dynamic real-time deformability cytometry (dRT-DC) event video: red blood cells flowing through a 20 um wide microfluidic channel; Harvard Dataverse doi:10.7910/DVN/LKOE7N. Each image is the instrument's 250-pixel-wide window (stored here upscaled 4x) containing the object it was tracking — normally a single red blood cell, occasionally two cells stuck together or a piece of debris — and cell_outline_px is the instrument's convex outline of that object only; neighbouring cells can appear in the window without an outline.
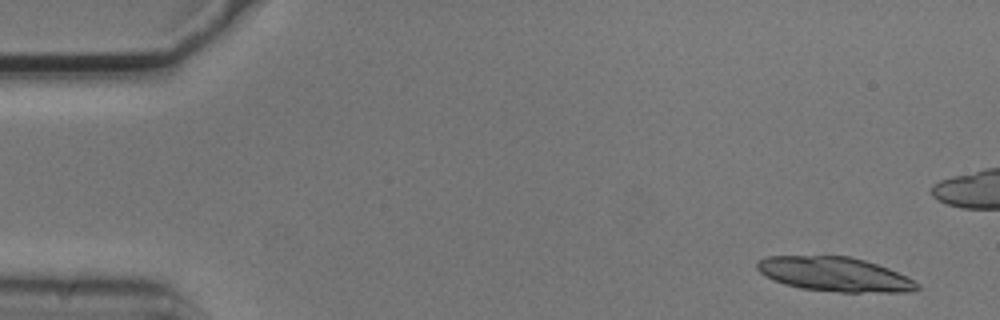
{"species": "common noctule bat (a hibernating species)", "species_latin": "Nyctalus noctula", "temperature_condition": "cold", "stored_images_in_passage": 6, "camera_frame_rate_fps": 3000, "um_per_image_px": 0.085, "animal": {"sex": "male", "body_mass_g": 20.5, "forearm_length_mm": 52.5}, "frame": {"image": 1, "passage_image": 1, "time_ms": 0.0, "image_size_px": [1000, 320], "cell_outline_px": [[920, 288], [916, 292], [840, 292], [800, 288], [784, 284], [764, 276], [756, 268], [756, 260], [768, 256], [848, 256], [864, 260], [888, 268], [916, 280], [920, 284]], "centroid_in_image_um": [70.97, 23.32], "position_along_channel_um": 14.0, "area_um2": 32.25}}